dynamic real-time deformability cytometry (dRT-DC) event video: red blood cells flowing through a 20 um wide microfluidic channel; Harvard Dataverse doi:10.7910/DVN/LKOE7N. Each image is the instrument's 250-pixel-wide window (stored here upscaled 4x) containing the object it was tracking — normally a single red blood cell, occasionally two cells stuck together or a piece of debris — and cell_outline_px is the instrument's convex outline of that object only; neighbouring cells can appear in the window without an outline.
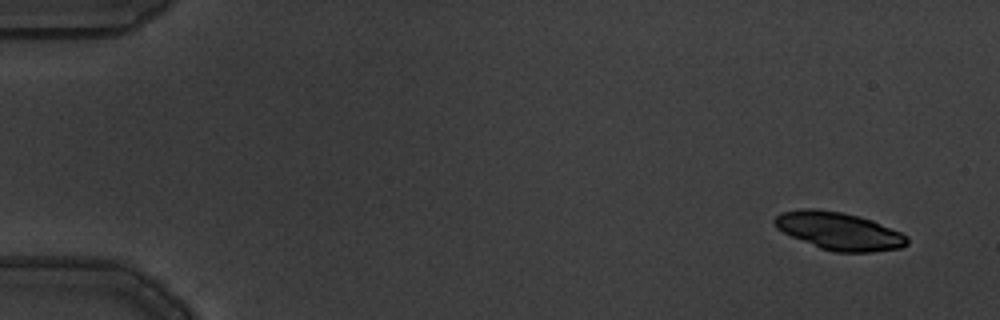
{"species": "common noctule bat (a hibernating species)", "species_latin": "Nyctalus noctula", "temperature_condition": "warm", "stored_images_in_passage": 4, "camera_frame_rate_fps": 3000, "um_per_image_px": 0.085, "animal": {"sex": "male", "body_mass_g": 19.5, "forearm_length_mm": 54.6}, "frame": {"image": 1, "passage_image": 1, "time_ms": 0.0, "image_size_px": [1000, 320], "cell_outline_px": [[908, 244], [900, 248], [872, 252], [836, 252], [820, 248], [792, 236], [776, 228], [772, 220], [780, 212], [804, 208], [816, 208], [840, 212], [860, 216], [872, 220], [900, 232], [908, 236]], "centroid_in_image_um": [71.31, 19.63], "position_along_channel_um": 13.7, "area_um2": 29.07}}